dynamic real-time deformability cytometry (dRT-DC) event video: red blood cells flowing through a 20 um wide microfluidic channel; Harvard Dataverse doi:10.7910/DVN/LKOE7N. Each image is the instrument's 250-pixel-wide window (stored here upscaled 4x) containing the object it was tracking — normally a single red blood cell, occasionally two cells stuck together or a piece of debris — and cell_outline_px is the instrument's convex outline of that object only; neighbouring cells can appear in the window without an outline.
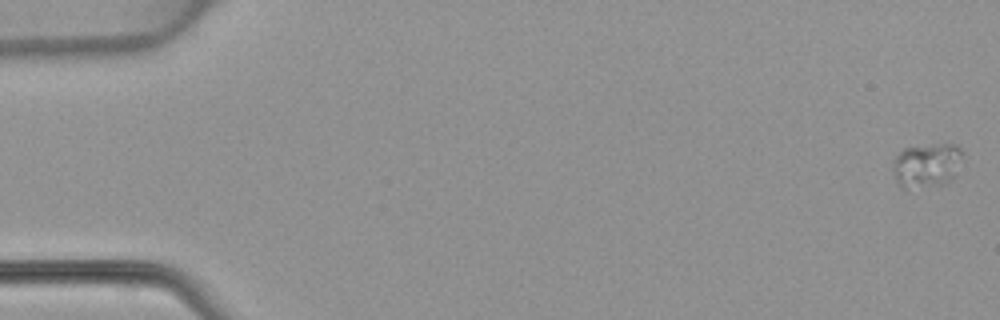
{"species": "common noctule bat (a hibernating species)", "species_latin": "Nyctalus noctula", "temperature_condition": "warm", "stored_images_in_passage": 49, "camera_frame_rate_fps": 3000, "um_per_image_px": 0.085, "animal": {"sex": "female", "body_mass_g": 22.7, "forearm_length_mm": 54.2}, "frame": {"image": 1, "passage_image": 1, "time_ms": 0.0, "image_size_px": [1000, 320], "cell_outline_px": [[960, 156], [956, 176], [948, 184], [904, 188], [896, 184], [892, 168], [896, 156], [904, 148], [936, 144], [956, 144], [960, 148]], "centroid_in_image_um": [78.75, 14.06], "position_along_channel_um": 6.2, "area_um2": 17.92}}
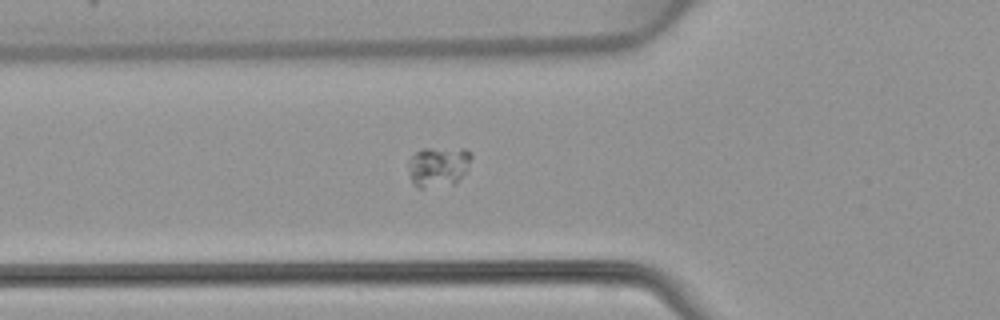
{"frame": {"image": 2, "passage_image": 18, "time_ms": 5.667, "image_size_px": [1000, 320], "cell_outline_px": [[472, 156], [468, 168], [456, 184], [424, 188], [420, 188], [412, 184], [408, 172], [408, 160], [420, 148], [464, 148], [472, 152]], "centroid_in_image_um": [37.25, 14.15], "position_along_channel_um": 88.5, "area_um2": 15.2}}
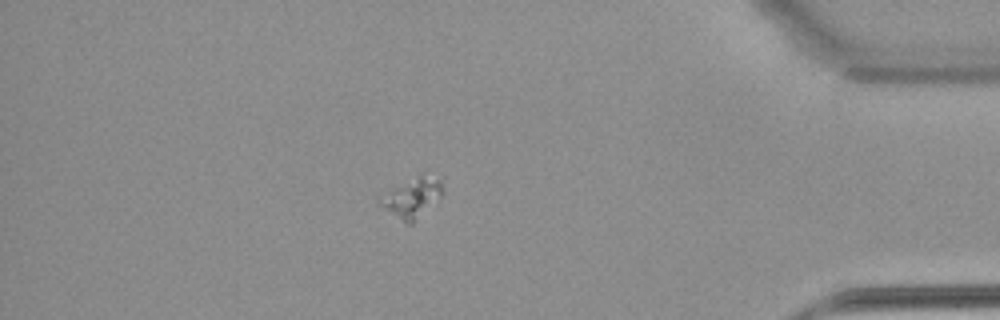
{"frame": {"image": 3, "passage_image": 43, "time_ms": 14.0, "image_size_px": [1000, 320], "cell_outline_px": [[444, 192], [412, 224], [408, 224], [380, 204], [376, 200], [376, 196], [420, 172], [444, 176]], "centroid_in_image_um": [35.08, 16.67], "position_along_channel_um": 400.1, "area_um2": 15.03}}